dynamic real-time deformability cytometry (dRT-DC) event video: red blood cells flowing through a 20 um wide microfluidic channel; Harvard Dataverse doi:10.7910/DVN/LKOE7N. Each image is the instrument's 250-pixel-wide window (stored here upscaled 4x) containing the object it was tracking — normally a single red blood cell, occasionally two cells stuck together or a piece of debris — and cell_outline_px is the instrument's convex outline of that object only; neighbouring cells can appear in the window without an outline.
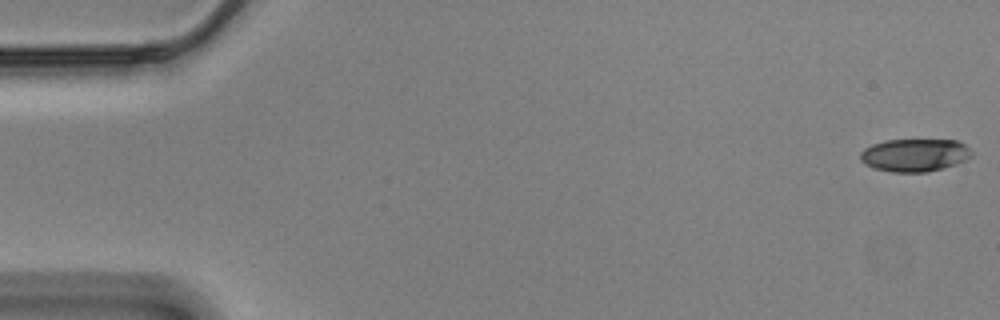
{"species": "Egyptian fruit bat (a non-hibernating species)", "species_latin": "Rousettus aegyptiacus", "temperature_condition": "cold", "stored_images_in_passage": 29, "camera_frame_rate_fps": 3000, "um_per_image_px": 0.085, "animal": {"sex": "male"}, "frame": {"image": 1, "passage_image": 1, "time_ms": 0.0, "image_size_px": [1000, 320], "cell_outline_px": [[972, 156], [956, 164], [928, 172], [892, 172], [872, 168], [864, 164], [860, 160], [860, 152], [864, 148], [872, 144], [888, 140], [956, 140], [964, 144], [972, 152]], "centroid_in_image_um": [77.71, 13.19], "position_along_channel_um": 7.3, "area_um2": 21.33}}
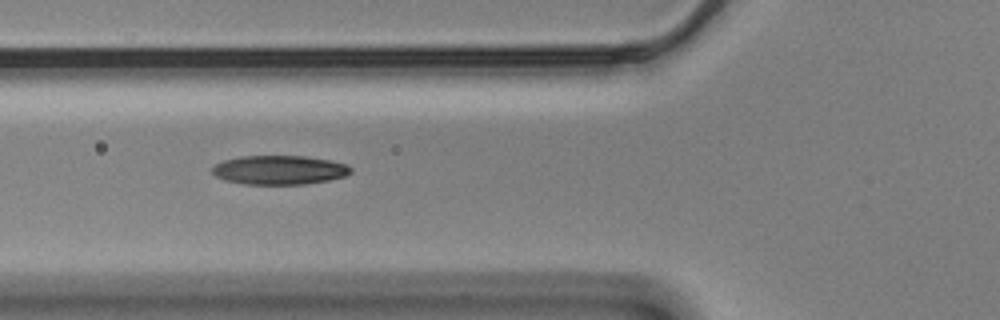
{"frame": {"image": 2, "passage_image": 21, "time_ms": 6.667, "image_size_px": [1000, 320], "cell_outline_px": [[352, 172], [344, 176], [328, 180], [304, 184], [244, 184], [224, 180], [216, 176], [212, 172], [212, 168], [216, 164], [224, 160], [240, 156], [304, 156], [328, 160], [348, 164], [352, 168]], "centroid_in_image_um": [23.74, 14.44], "position_along_channel_um": 102.1, "area_um2": 23.41}}
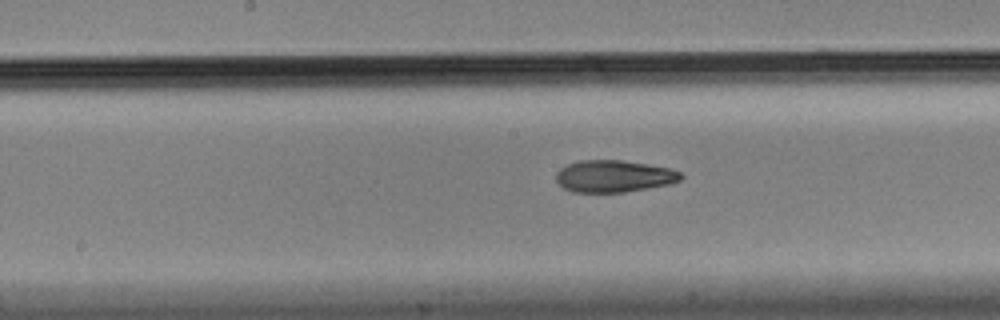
{"frame": {"image": 3, "passage_image": 29, "time_ms": 9.333, "image_size_px": [1000, 320], "cell_outline_px": [[684, 176], [680, 180], [668, 184], [648, 188], [624, 192], [572, 192], [564, 188], [556, 180], [556, 172], [560, 168], [568, 164], [580, 160], [620, 160], [668, 168], [680, 172]], "centroid_in_image_um": [52.15, 14.98], "position_along_channel_um": 196.1, "area_um2": 23.06}}